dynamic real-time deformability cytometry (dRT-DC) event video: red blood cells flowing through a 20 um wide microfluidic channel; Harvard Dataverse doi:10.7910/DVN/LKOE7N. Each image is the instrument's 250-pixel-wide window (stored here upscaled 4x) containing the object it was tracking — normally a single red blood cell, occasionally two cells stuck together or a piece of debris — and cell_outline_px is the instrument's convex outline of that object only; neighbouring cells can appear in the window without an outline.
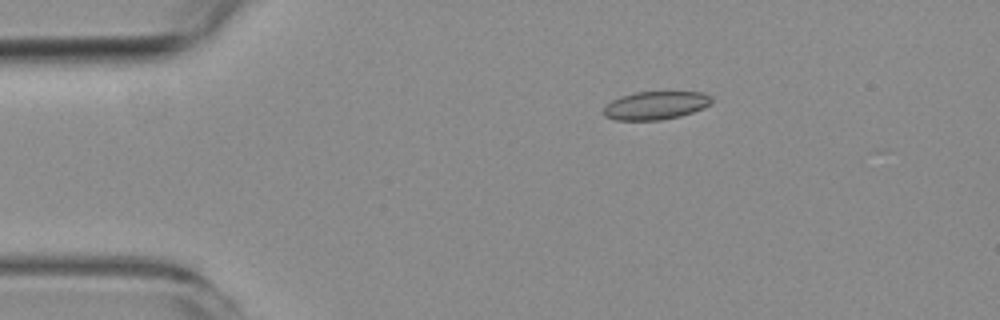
{"species": "common noctule bat (a hibernating species)", "species_latin": "Nyctalus noctula", "temperature_condition": "room temperature", "stored_images_in_passage": 2, "camera_frame_rate_fps": 3000, "um_per_image_px": 0.085, "animal": {"sex": "female", "body_mass_g": 19.3, "forearm_length_mm": 54.1}, "frame": {"image": 1, "passage_image": 1, "time_ms": 0.0, "image_size_px": [1000, 320], "cell_outline_px": [[712, 104], [704, 108], [680, 116], [660, 120], [616, 120], [604, 116], [604, 108], [612, 100], [620, 96], [636, 92], [704, 92], [712, 96]], "centroid_in_image_um": [55.76, 8.96], "position_along_channel_um": 29.2, "area_um2": 17.8}}